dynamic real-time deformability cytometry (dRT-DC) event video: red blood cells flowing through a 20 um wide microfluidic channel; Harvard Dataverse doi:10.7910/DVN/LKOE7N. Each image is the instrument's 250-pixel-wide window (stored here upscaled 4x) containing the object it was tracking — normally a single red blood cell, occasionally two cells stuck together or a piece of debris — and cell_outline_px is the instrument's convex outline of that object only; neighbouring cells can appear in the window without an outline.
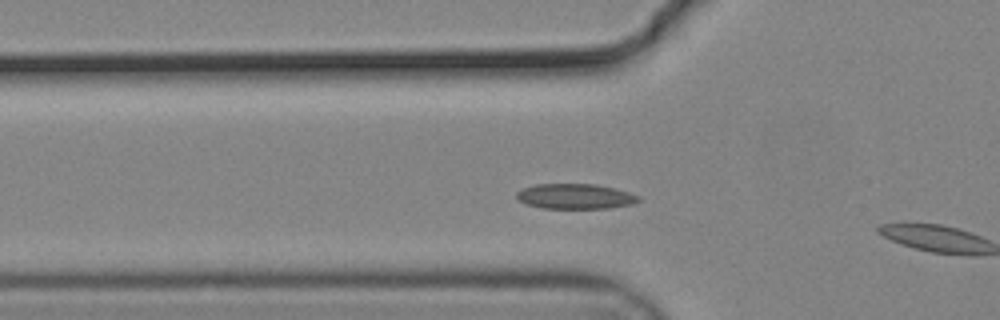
{"species": "common noctule bat (a hibernating species)", "species_latin": "Nyctalus noctula", "temperature_condition": "cold", "stored_images_in_passage": 10, "camera_frame_rate_fps": 3000, "um_per_image_px": 0.085, "animal": {"sex": "male", "body_mass_g": 19.2, "forearm_length_mm": 51.8}, "frame": {"image": 1, "passage_image": 9, "time_ms": 2.667, "image_size_px": [1000, 320], "cell_outline_px": [[640, 200], [632, 204], [608, 208], [544, 208], [528, 204], [516, 200], [516, 192], [524, 188], [536, 184], [596, 184], [616, 188], [640, 196]], "centroid_in_image_um": [48.9, 16.68], "position_along_channel_um": 76.9, "area_um2": 17.86}}